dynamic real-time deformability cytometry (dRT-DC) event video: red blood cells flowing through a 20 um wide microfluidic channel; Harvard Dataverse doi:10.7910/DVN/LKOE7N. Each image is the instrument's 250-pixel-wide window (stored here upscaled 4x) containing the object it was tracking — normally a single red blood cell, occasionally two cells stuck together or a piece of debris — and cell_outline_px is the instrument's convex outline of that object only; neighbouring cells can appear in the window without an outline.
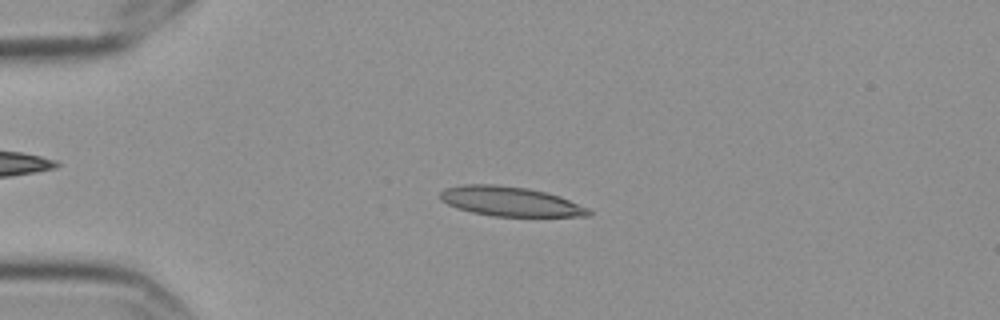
{"species": "Egyptian fruit bat (a non-hibernating species)", "species_latin": "Rousettus aegyptiacus", "temperature_condition": "cold", "stored_images_in_passage": 57, "camera_frame_rate_fps": 3000, "um_per_image_px": 0.085, "frame": {"image": 1, "passage_image": 14, "time_ms": 4.333, "image_size_px": [1000, 320], "cell_outline_px": [[592, 212], [588, 216], [492, 216], [472, 212], [456, 208], [440, 200], [440, 192], [444, 188], [464, 184], [496, 184], [528, 188], [560, 196], [588, 208]], "centroid_in_image_um": [43.33, 17.11], "position_along_channel_um": 41.7, "area_um2": 25.55}}
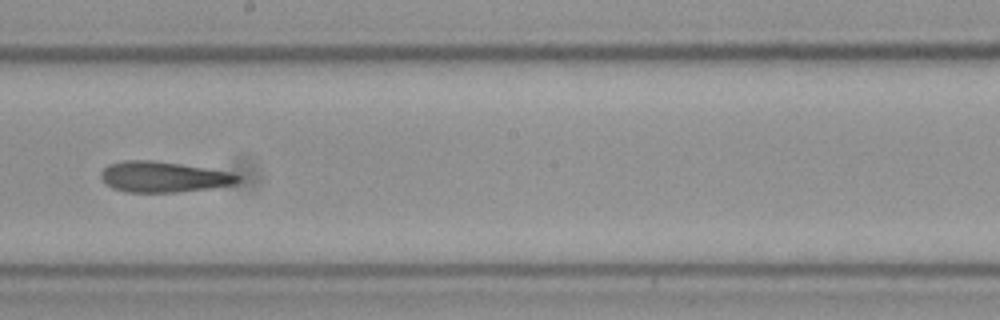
{"frame": {"image": 2, "passage_image": 33, "time_ms": 10.667, "image_size_px": [1000, 320], "cell_outline_px": [[244, 180], [236, 184], [208, 188], [176, 192], [124, 192], [112, 188], [104, 184], [100, 176], [100, 172], [108, 164], [124, 160], [152, 160], [180, 164], [228, 172], [244, 176]], "centroid_in_image_um": [13.88, 15.04], "position_along_channel_um": 234.3, "area_um2": 24.68}}
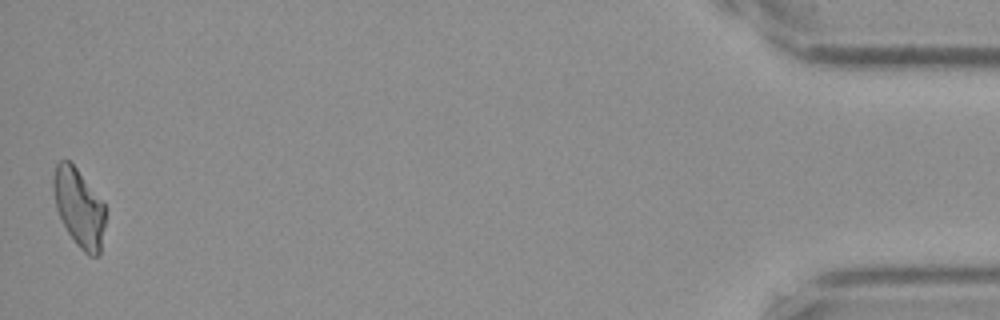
{"frame": {"image": 3, "passage_image": 57, "time_ms": 18.667, "image_size_px": [1000, 320], "cell_outline_px": [[104, 224], [100, 256], [88, 256], [76, 244], [68, 232], [56, 208], [52, 188], [52, 180], [56, 164], [60, 160], [68, 160], [76, 168], [104, 204]], "centroid_in_image_um": [6.69, 17.67], "position_along_channel_um": 428.5, "area_um2": 23.35}, "authors_computed_cell_mechanics": {"area_um2": 25.0852, "velocity_mm_per_s": 3.5171, "shape_relaxation_time_tau1_ms": null, "shape_relaxation_time_tau2_ms": 5.0529, "deformation_change_tau1": null, "deformation_change_tau2": 0.1484}}